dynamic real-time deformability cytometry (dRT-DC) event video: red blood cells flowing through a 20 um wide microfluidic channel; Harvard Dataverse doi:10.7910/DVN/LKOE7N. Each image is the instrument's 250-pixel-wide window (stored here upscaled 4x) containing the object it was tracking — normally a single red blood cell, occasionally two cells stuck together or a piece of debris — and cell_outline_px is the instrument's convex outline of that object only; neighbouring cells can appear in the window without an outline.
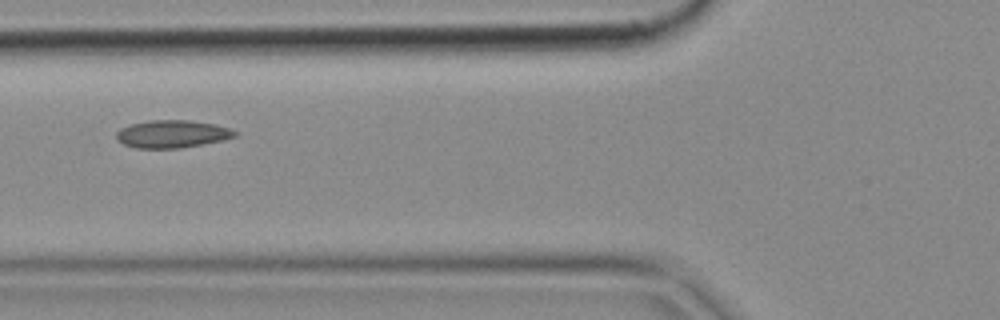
{"species": "common noctule bat (a hibernating species)", "species_latin": "Nyctalus noctula", "temperature_condition": "cold", "stored_images_in_passage": 2, "camera_frame_rate_fps": 3000, "um_per_image_px": 0.085, "animal": {"sex": "female", "body_mass_g": 18.4}, "frame": {"image": 1, "passage_image": 2, "time_ms": 0.333, "image_size_px": [1000, 320], "cell_outline_px": [[236, 136], [220, 140], [180, 148], [136, 148], [124, 144], [116, 140], [116, 132], [120, 128], [132, 124], [148, 120], [188, 120], [216, 124], [228, 128], [236, 132]], "centroid_in_image_um": [14.58, 11.38], "position_along_channel_um": 111.2, "area_um2": 18.9}}